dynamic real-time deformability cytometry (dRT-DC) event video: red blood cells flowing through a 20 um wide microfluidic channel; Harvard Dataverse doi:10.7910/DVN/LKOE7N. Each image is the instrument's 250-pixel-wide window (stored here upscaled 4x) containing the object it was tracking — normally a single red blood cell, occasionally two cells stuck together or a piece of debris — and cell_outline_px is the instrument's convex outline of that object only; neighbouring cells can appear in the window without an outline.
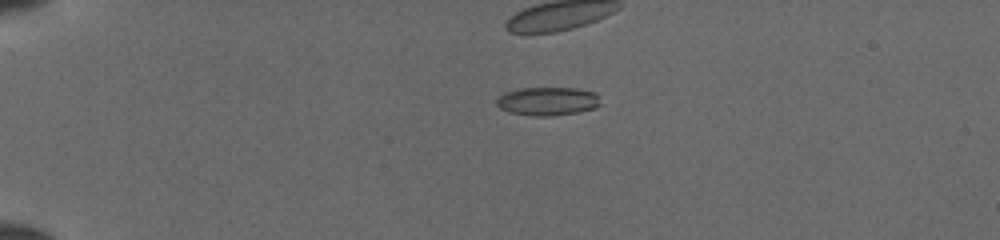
{"species": "common noctule bat (a hibernating species)", "species_latin": "Nyctalus noctula", "temperature_condition": "cold", "stored_images_in_passage": 40, "camera_frame_rate_fps": 3000, "um_per_image_px": 0.085, "animal": {"sex": "female", "body_mass_g": 19.5, "forearm_length_mm": 54.1}, "frame": {"image": 1, "passage_image": 1, "time_ms": 0.0, "image_size_px": [1000, 240], "cell_outline_px": [[600, 104], [596, 108], [576, 112], [552, 116], [532, 116], [508, 112], [500, 108], [496, 104], [496, 100], [504, 92], [520, 88], [576, 88], [596, 92], [600, 96]], "centroid_in_image_um": [46.56, 8.6], "position_along_channel_um": 38.4, "area_um2": 17.4}}